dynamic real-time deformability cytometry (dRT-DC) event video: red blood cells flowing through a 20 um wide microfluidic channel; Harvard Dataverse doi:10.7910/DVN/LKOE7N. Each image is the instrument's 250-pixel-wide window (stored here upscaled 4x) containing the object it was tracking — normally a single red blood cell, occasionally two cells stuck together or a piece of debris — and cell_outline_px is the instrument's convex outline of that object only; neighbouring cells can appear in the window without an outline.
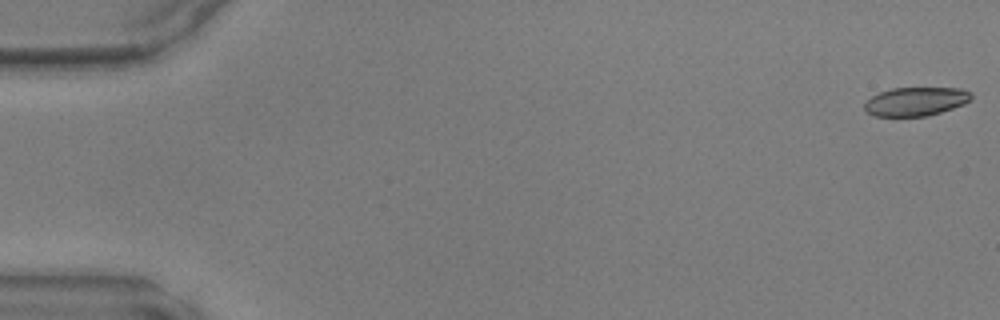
{"species": "common noctule bat (a hibernating species)", "species_latin": "Nyctalus noctula", "temperature_condition": "warm", "stored_images_in_passage": 5, "camera_frame_rate_fps": 3000, "um_per_image_px": 0.085, "animal": {"sex": "male", "body_mass_g": 17.9, "forearm_length_mm": 54.2}, "frame": {"image": 1, "passage_image": 1, "time_ms": 0.0, "image_size_px": [1000, 320], "cell_outline_px": [[972, 96], [964, 104], [928, 116], [876, 116], [868, 112], [864, 108], [864, 104], [872, 96], [880, 92], [892, 88], [960, 88], [972, 92]], "centroid_in_image_um": [77.85, 8.62], "position_along_channel_um": 7.2, "area_um2": 17.69}}